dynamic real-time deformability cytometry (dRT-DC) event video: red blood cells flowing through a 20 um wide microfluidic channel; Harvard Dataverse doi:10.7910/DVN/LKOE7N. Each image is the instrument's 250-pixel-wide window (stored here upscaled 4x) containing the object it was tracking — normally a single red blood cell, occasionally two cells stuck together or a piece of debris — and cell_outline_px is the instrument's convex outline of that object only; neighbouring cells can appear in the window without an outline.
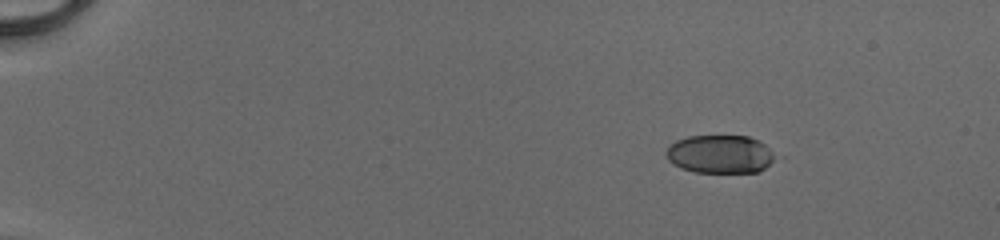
{"species": "human", "species_latin": "Homo sapiens", "temperature_condition": "cold", "stored_images_in_passage": 45, "camera_frame_rate_fps": 3000, "um_per_image_px": 0.085, "donor": {"sex": "male"}, "frame": {"image": 1, "passage_image": 1, "time_ms": 0.0, "image_size_px": [1000, 240], "cell_outline_px": [[784, 156], [764, 168], [756, 172], [696, 172], [680, 168], [672, 164], [668, 160], [664, 152], [676, 140], [688, 136], [748, 136], [760, 140]], "centroid_in_image_um": [61.31, 13.1], "position_along_channel_um": 23.7, "area_um2": 25.03}}
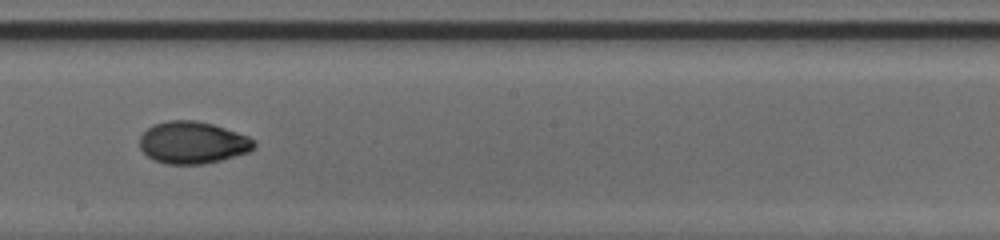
{"frame": {"image": 2, "passage_image": 25, "time_ms": 8.0, "image_size_px": [1000, 240], "cell_outline_px": [[256, 148], [248, 152], [220, 160], [204, 164], [168, 164], [156, 160], [148, 156], [140, 148], [140, 136], [152, 124], [168, 120], [196, 120], [212, 124], [248, 136], [256, 140]], "centroid_in_image_um": [16.39, 12.11], "position_along_channel_um": 231.8, "area_um2": 28.03}}
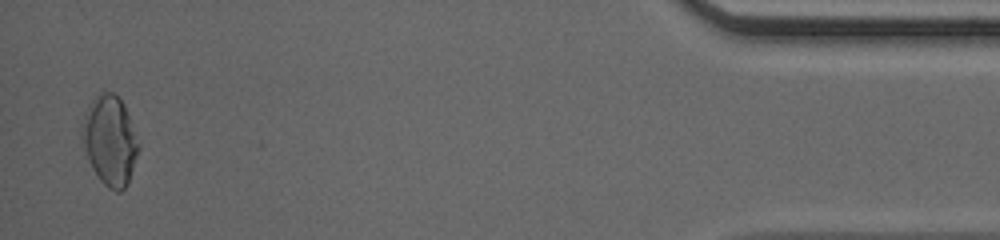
{"frame": {"image": 3, "passage_image": 44, "time_ms": 14.333, "image_size_px": [1000, 240], "cell_outline_px": [[140, 148], [128, 184], [120, 192], [116, 192], [108, 188], [100, 180], [92, 168], [88, 160], [80, 140], [80, 132], [88, 104], [100, 88], [112, 92], [124, 104], [140, 144]], "centroid_in_image_um": [9.32, 11.92], "position_along_channel_um": 425.9, "area_um2": 30.11}, "authors_computed_cell_mechanics": {"area_um2": 27.0504, "velocity_mm_per_s": 4.1621, "shape_relaxation_time_tau1_ms": 5.8331, "shape_relaxation_time_tau2_ms": 1.3322, "deformation_change_tau1": 0.1862, "deformation_change_tau2": 0.0388}}